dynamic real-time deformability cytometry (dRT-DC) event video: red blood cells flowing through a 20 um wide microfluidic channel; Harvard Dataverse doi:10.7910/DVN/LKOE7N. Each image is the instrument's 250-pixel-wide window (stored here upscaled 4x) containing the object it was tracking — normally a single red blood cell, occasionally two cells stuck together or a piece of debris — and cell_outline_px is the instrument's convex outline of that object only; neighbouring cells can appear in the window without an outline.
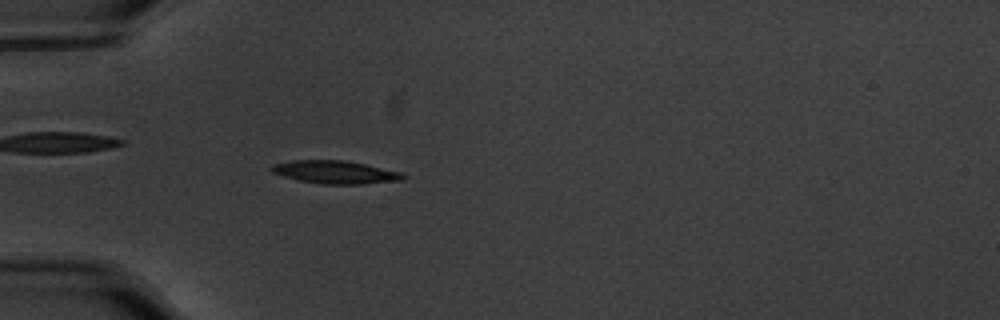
{"species": "common noctule bat (a hibernating species)", "species_latin": "Nyctalus noctula", "temperature_condition": "warm", "stored_images_in_passage": 58, "camera_frame_rate_fps": 3000, "um_per_image_px": 0.085, "animal": {"sex": "male", "body_mass_g": 20.1, "forearm_length_mm": 53.5}, "frame": {"image": 1, "passage_image": 18, "time_ms": 5.667, "image_size_px": [1000, 320], "cell_outline_px": [[404, 176], [400, 180], [360, 184], [324, 184], [300, 180], [284, 176], [272, 172], [268, 168], [272, 164], [292, 160], [344, 160], [364, 164], [400, 172]], "centroid_in_image_um": [28.42, 14.62], "position_along_channel_um": 56.6, "area_um2": 17.28}}
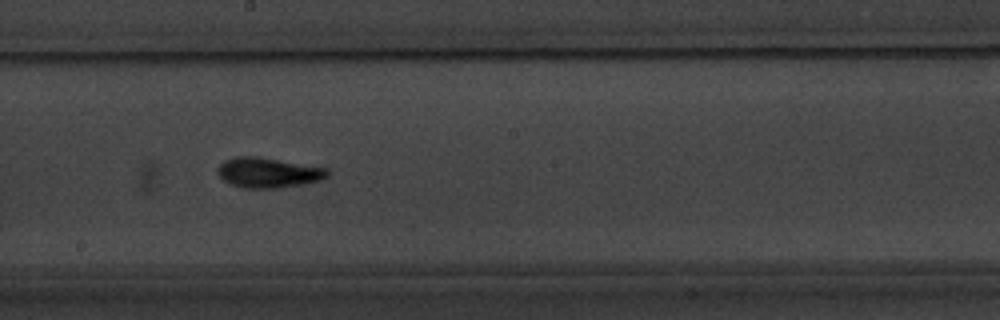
{"frame": {"image": 2, "passage_image": 33, "time_ms": 10.667, "image_size_px": [1000, 320], "cell_outline_px": [[328, 176], [320, 180], [280, 188], [244, 188], [232, 184], [224, 180], [220, 176], [216, 168], [224, 160], [236, 156], [256, 156], [328, 168]], "centroid_in_image_um": [22.78, 14.66], "position_along_channel_um": 225.4, "area_um2": 19.13}}
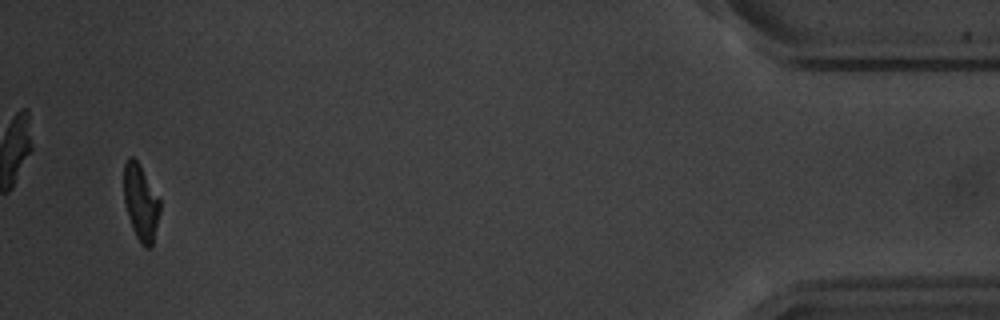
{"frame": {"image": 3, "passage_image": 56, "time_ms": 18.333, "image_size_px": [1000, 320], "cell_outline_px": [[160, 212], [152, 244], [148, 248], [144, 248], [140, 244], [132, 228], [128, 216], [124, 200], [124, 164], [128, 156], [132, 156], [136, 160], [160, 200]], "centroid_in_image_um": [11.95, 17.23], "position_along_channel_um": 423.2, "area_um2": 15.72}, "authors_computed_cell_mechanics": {"area_um2": 16.9932, "velocity_mm_per_s": 3.5391, "shape_relaxation_time_tau1_ms": 4.3288, "shape_relaxation_time_tau2_ms": 3.571, "deformation_change_tau1": 0.1813, "deformation_change_tau2": 0.1057}}